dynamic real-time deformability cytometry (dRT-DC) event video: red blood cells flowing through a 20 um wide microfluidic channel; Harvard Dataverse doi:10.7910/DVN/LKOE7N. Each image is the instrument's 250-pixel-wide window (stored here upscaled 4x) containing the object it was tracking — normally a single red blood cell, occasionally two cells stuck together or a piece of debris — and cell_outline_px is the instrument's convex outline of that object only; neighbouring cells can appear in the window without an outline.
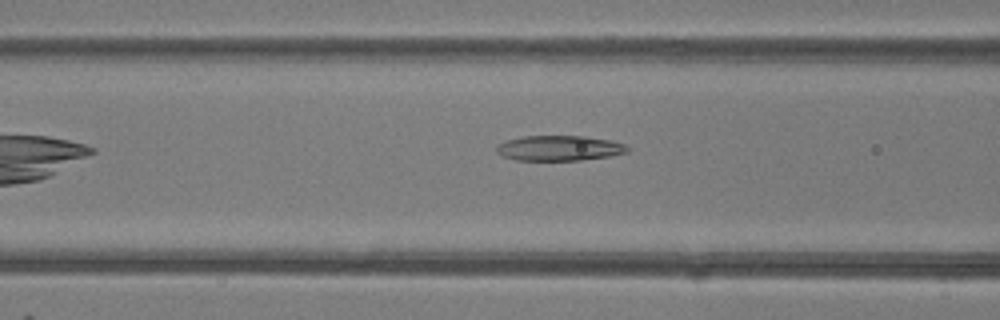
{"species": "common noctule bat (a hibernating species)", "species_latin": "Nyctalus noctula", "temperature_condition": "room temperature", "stored_images_in_passage": 15, "camera_frame_rate_fps": 3000, "um_per_image_px": 0.085, "animal": {"sex": "female"}, "frame": {"image": 1, "passage_image": 7, "time_ms": 2.0, "image_size_px": [1000, 320], "cell_outline_px": [[628, 152], [608, 156], [580, 160], [516, 160], [500, 156], [496, 152], [496, 148], [504, 140], [524, 136], [584, 136], [608, 140], [624, 144], [628, 148]], "centroid_in_image_um": [47.48, 12.59], "position_along_channel_um": 119.1, "area_um2": 19.13}}
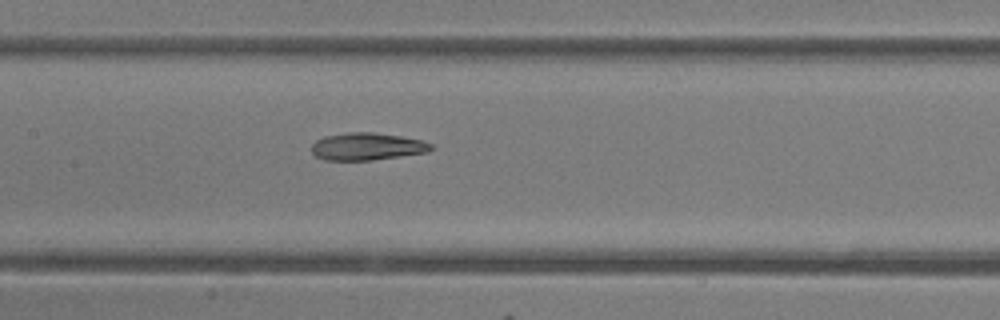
{"frame": {"image": 2, "passage_image": 11, "time_ms": 3.333, "image_size_px": [1000, 320], "cell_outline_px": [[436, 148], [428, 152], [372, 160], [324, 160], [316, 156], [312, 152], [312, 144], [316, 140], [324, 136], [348, 132], [372, 132], [400, 136], [420, 140], [432, 144]], "centroid_in_image_um": [31.2, 12.45], "position_along_channel_um": 176.2, "area_um2": 19.07}}